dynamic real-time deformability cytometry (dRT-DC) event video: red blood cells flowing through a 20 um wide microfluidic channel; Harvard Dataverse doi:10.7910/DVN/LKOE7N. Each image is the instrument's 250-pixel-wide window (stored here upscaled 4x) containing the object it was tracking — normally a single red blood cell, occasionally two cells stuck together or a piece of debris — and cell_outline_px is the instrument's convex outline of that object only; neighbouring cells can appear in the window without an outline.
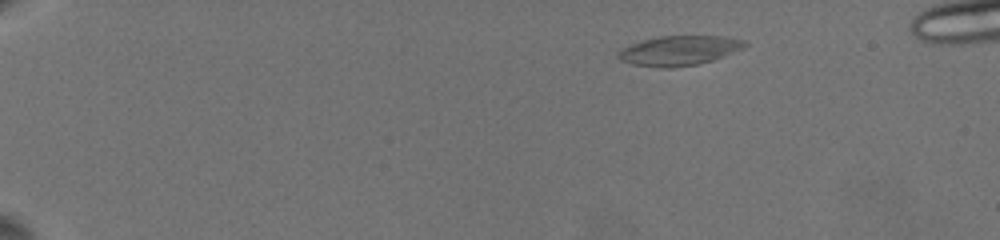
{"species": "common noctule bat (a hibernating species)", "species_latin": "Nyctalus noctula", "temperature_condition": "warm", "stored_images_in_passage": 22, "camera_frame_rate_fps": 3000, "um_per_image_px": 0.085, "animal": {"sex": "female", "body_mass_g": 19.5, "forearm_length_mm": 54.1}, "frame": {"image": 1, "passage_image": 1, "time_ms": 0.0, "image_size_px": [1000, 240], "cell_outline_px": [[748, 44], [744, 48], [712, 60], [696, 64], [672, 68], [660, 68], [632, 64], [620, 60], [616, 56], [624, 48], [632, 44], [644, 40], [660, 36], [720, 36], [744, 40]], "centroid_in_image_um": [57.73, 4.3], "position_along_channel_um": 27.3, "area_um2": 21.62}}
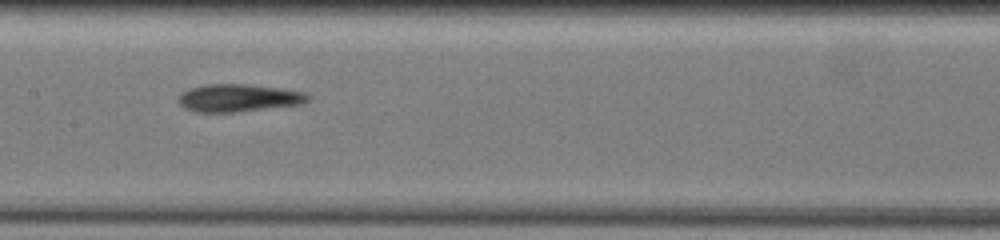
{"frame": {"image": 2, "passage_image": 13, "time_ms": 8.333, "image_size_px": [1000, 240], "cell_outline_px": [[308, 100], [300, 104], [236, 112], [196, 112], [184, 108], [176, 100], [180, 92], [192, 88], [208, 84], [248, 84], [304, 92], [308, 96]], "centroid_in_image_um": [20.19, 8.33], "position_along_channel_um": 187.2, "area_um2": 20.63}}
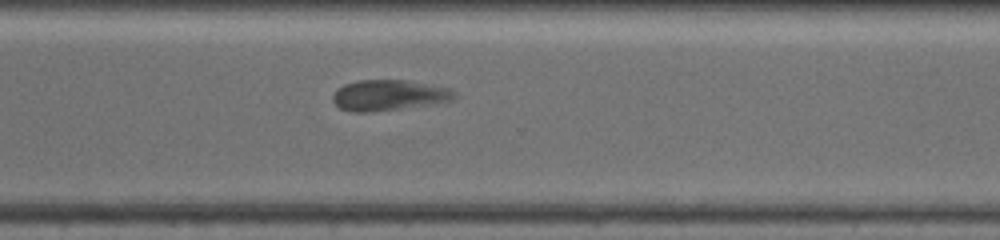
{"frame": {"image": 3, "passage_image": 22, "time_ms": 12.667, "image_size_px": [1000, 240], "cell_outline_px": [[456, 96], [452, 100], [440, 104], [368, 112], [352, 112], [340, 108], [332, 100], [332, 96], [344, 84], [356, 80], [404, 80], [448, 88], [456, 92]], "centroid_in_image_um": [33.08, 8.11], "position_along_channel_um": 337.5, "area_um2": 21.79}}